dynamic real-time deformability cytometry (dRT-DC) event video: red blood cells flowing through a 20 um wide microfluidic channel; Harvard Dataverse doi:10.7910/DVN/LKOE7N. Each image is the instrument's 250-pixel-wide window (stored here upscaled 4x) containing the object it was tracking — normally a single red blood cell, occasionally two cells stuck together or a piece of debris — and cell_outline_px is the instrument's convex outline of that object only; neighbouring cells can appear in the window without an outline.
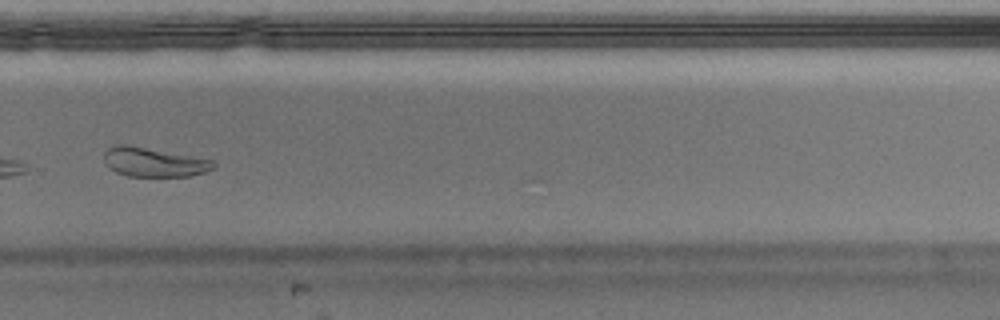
{"species": "Egyptian fruit bat (a non-hibernating species)", "species_latin": "Rousettus aegyptiacus", "temperature_condition": "warm", "stored_images_in_passage": 35, "camera_frame_rate_fps": 3000, "um_per_image_px": 0.085, "animal": {"sex": "male"}, "frame": {"image": 1, "passage_image": 20, "time_ms": 6.333, "image_size_px": [1000, 320], "cell_outline_px": [[216, 164], [212, 168], [204, 172], [188, 176], [128, 176], [116, 172], [108, 168], [104, 160], [104, 152], [108, 148], [116, 144], [128, 144], [212, 160]], "centroid_in_image_um": [13.01, 13.77], "position_along_channel_um": 316.8, "area_um2": 18.5}}